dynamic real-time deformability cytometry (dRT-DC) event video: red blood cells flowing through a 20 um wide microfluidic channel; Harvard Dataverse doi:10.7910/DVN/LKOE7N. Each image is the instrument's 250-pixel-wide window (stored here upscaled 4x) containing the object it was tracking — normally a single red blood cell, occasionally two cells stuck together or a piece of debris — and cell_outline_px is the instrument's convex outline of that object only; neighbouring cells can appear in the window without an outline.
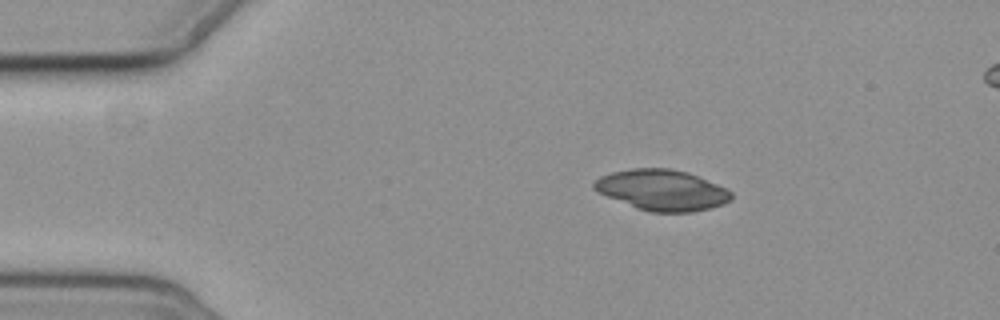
{"species": "common noctule bat (a hibernating species)", "species_latin": "Nyctalus noctula", "temperature_condition": "cold", "stored_images_in_passage": 5, "camera_frame_rate_fps": 3000, "um_per_image_px": 0.085, "animal": {"sex": "female", "body_mass_g": 19.3, "forearm_length_mm": 54.1}, "frame": {"image": 1, "passage_image": 5, "time_ms": 5.333, "image_size_px": [1000, 320], "cell_outline_px": [[732, 200], [724, 204], [692, 212], [652, 212], [636, 208], [608, 196], [592, 188], [592, 184], [600, 176], [612, 172], [628, 168], [668, 168], [688, 172], [728, 188], [732, 192]], "centroid_in_image_um": [56.3, 16.14], "position_along_channel_um": 28.7, "area_um2": 32.6}}